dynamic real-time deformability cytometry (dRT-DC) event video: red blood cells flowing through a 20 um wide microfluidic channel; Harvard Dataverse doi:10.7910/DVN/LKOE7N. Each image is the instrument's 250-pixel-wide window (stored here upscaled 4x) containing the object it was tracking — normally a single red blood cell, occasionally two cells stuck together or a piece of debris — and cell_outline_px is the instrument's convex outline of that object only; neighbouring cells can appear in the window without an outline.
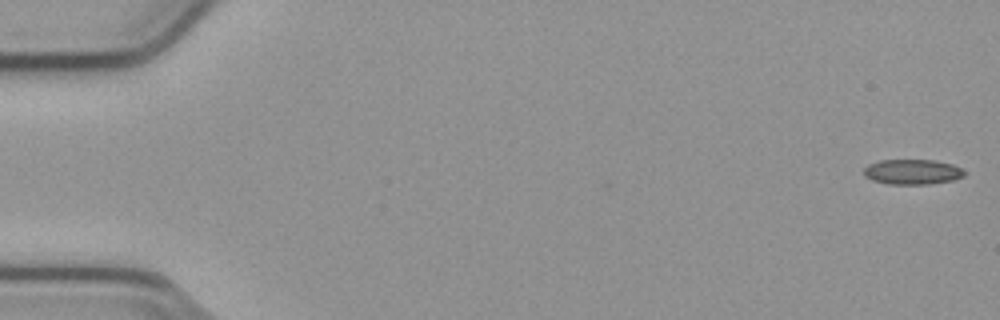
{"species": "common noctule bat (a hibernating species)", "species_latin": "Nyctalus noctula", "temperature_condition": "cold", "stored_images_in_passage": 54, "camera_frame_rate_fps": 3000, "um_per_image_px": 0.085, "animal": {"sex": "male", "body_mass_g": 23.1, "forearm_length_mm": 52.7}, "frame": {"image": 1, "passage_image": 1, "time_ms": 0.0, "image_size_px": [1000, 320], "cell_outline_px": [[964, 176], [952, 180], [928, 184], [888, 184], [872, 180], [864, 176], [864, 168], [868, 164], [880, 160], [932, 160], [952, 164], [960, 168], [964, 172]], "centroid_in_image_um": [77.51, 14.61], "position_along_channel_um": 7.5, "area_um2": 14.62}}
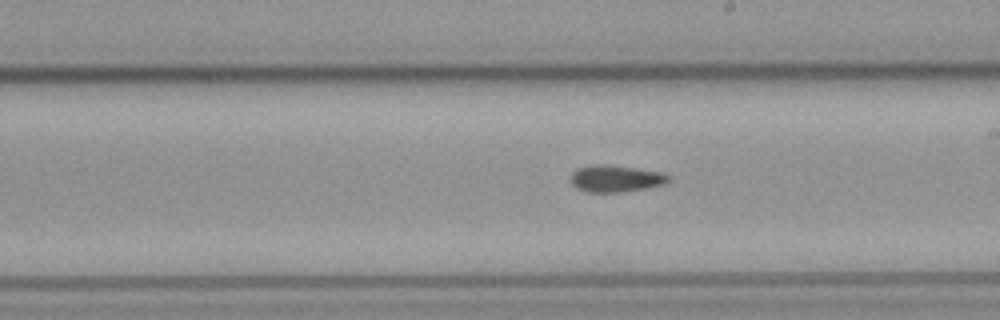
{"frame": {"image": 2, "passage_image": 31, "time_ms": 10.0, "image_size_px": [1000, 320], "cell_outline_px": [[672, 180], [664, 184], [644, 188], [620, 192], [584, 192], [576, 188], [568, 180], [572, 172], [576, 168], [596, 164], [608, 164], [660, 172], [668, 176]], "centroid_in_image_um": [52.26, 15.18], "position_along_channel_um": 236.7, "area_um2": 15.37}}
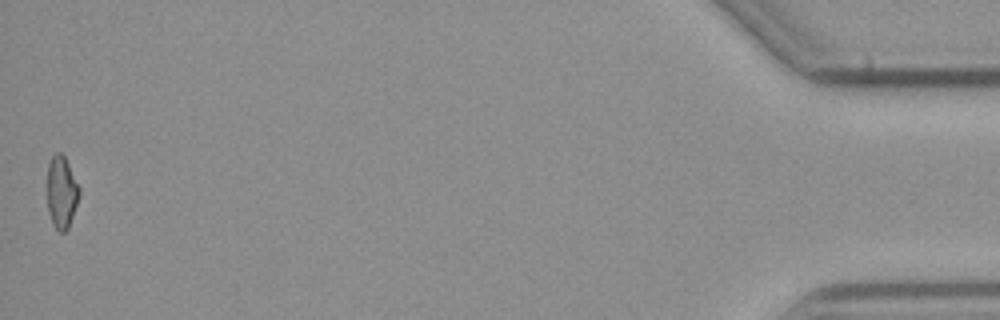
{"frame": {"image": 3, "passage_image": 54, "time_ms": 17.667, "image_size_px": [1000, 320], "cell_outline_px": [[80, 196], [68, 228], [64, 232], [60, 232], [56, 228], [48, 212], [48, 164], [52, 156], [56, 152], [60, 152], [64, 156], [80, 188]], "centroid_in_image_um": [5.25, 16.33], "position_along_channel_um": 430.0, "area_um2": 13.29}, "authors_computed_cell_mechanics": {"area_um2": 14.6812, "velocity_mm_per_s": 3.8189, "shape_relaxation_time_tau1_ms": 4.541, "shape_relaxation_time_tau2_ms": 11.3476, "deformation_change_tau1": 0.1244, "deformation_change_tau2": 0.2302}}